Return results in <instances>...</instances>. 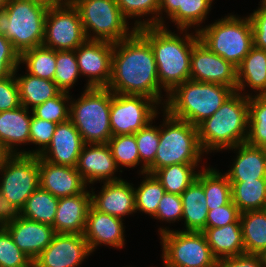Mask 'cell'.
<instances>
[{"instance_id": "1", "label": "cell", "mask_w": 266, "mask_h": 267, "mask_svg": "<svg viewBox=\"0 0 266 267\" xmlns=\"http://www.w3.org/2000/svg\"><path fill=\"white\" fill-rule=\"evenodd\" d=\"M107 88L115 94L143 95L164 107L153 50L137 30L114 43Z\"/></svg>"}, {"instance_id": "2", "label": "cell", "mask_w": 266, "mask_h": 267, "mask_svg": "<svg viewBox=\"0 0 266 267\" xmlns=\"http://www.w3.org/2000/svg\"><path fill=\"white\" fill-rule=\"evenodd\" d=\"M164 25L136 29L150 44L157 65L159 84L166 96L179 84L190 80L193 46L199 41L198 33H186L181 38Z\"/></svg>"}, {"instance_id": "3", "label": "cell", "mask_w": 266, "mask_h": 267, "mask_svg": "<svg viewBox=\"0 0 266 267\" xmlns=\"http://www.w3.org/2000/svg\"><path fill=\"white\" fill-rule=\"evenodd\" d=\"M249 95L235 91L211 117L197 126L199 142L206 154L246 142Z\"/></svg>"}, {"instance_id": "4", "label": "cell", "mask_w": 266, "mask_h": 267, "mask_svg": "<svg viewBox=\"0 0 266 267\" xmlns=\"http://www.w3.org/2000/svg\"><path fill=\"white\" fill-rule=\"evenodd\" d=\"M234 92L228 86L187 80L168 94L163 101V110L197 127L211 117Z\"/></svg>"}, {"instance_id": "5", "label": "cell", "mask_w": 266, "mask_h": 267, "mask_svg": "<svg viewBox=\"0 0 266 267\" xmlns=\"http://www.w3.org/2000/svg\"><path fill=\"white\" fill-rule=\"evenodd\" d=\"M48 8L29 0H8L0 9V35L21 55L42 46Z\"/></svg>"}, {"instance_id": "6", "label": "cell", "mask_w": 266, "mask_h": 267, "mask_svg": "<svg viewBox=\"0 0 266 267\" xmlns=\"http://www.w3.org/2000/svg\"><path fill=\"white\" fill-rule=\"evenodd\" d=\"M164 123L160 125V141L154 163L147 173L174 164H198L204 151L201 148L198 128L177 119L164 110Z\"/></svg>"}, {"instance_id": "7", "label": "cell", "mask_w": 266, "mask_h": 267, "mask_svg": "<svg viewBox=\"0 0 266 267\" xmlns=\"http://www.w3.org/2000/svg\"><path fill=\"white\" fill-rule=\"evenodd\" d=\"M70 100L69 120L81 134L85 144H107L112 137L110 127L111 90L107 87L85 88L75 101Z\"/></svg>"}, {"instance_id": "8", "label": "cell", "mask_w": 266, "mask_h": 267, "mask_svg": "<svg viewBox=\"0 0 266 267\" xmlns=\"http://www.w3.org/2000/svg\"><path fill=\"white\" fill-rule=\"evenodd\" d=\"M200 28L196 29L199 41L235 67L242 62L253 46V31L248 16L242 19L231 14Z\"/></svg>"}, {"instance_id": "9", "label": "cell", "mask_w": 266, "mask_h": 267, "mask_svg": "<svg viewBox=\"0 0 266 267\" xmlns=\"http://www.w3.org/2000/svg\"><path fill=\"white\" fill-rule=\"evenodd\" d=\"M0 196L9 215L18 214L40 186L39 156L8 155L0 164Z\"/></svg>"}, {"instance_id": "10", "label": "cell", "mask_w": 266, "mask_h": 267, "mask_svg": "<svg viewBox=\"0 0 266 267\" xmlns=\"http://www.w3.org/2000/svg\"><path fill=\"white\" fill-rule=\"evenodd\" d=\"M78 10L87 40L120 42L128 38L127 19L121 14L116 0H71ZM92 31L93 35L90 34ZM130 31V32H129Z\"/></svg>"}, {"instance_id": "11", "label": "cell", "mask_w": 266, "mask_h": 267, "mask_svg": "<svg viewBox=\"0 0 266 267\" xmlns=\"http://www.w3.org/2000/svg\"><path fill=\"white\" fill-rule=\"evenodd\" d=\"M168 229V230H167ZM164 267H217L203 232L159 228Z\"/></svg>"}, {"instance_id": "12", "label": "cell", "mask_w": 266, "mask_h": 267, "mask_svg": "<svg viewBox=\"0 0 266 267\" xmlns=\"http://www.w3.org/2000/svg\"><path fill=\"white\" fill-rule=\"evenodd\" d=\"M156 105L159 104L155 100L143 95H123L111 91L109 119L112 136L137 133L158 116Z\"/></svg>"}, {"instance_id": "13", "label": "cell", "mask_w": 266, "mask_h": 267, "mask_svg": "<svg viewBox=\"0 0 266 267\" xmlns=\"http://www.w3.org/2000/svg\"><path fill=\"white\" fill-rule=\"evenodd\" d=\"M86 40L79 12L71 2L48 9L43 46L56 51L75 50Z\"/></svg>"}, {"instance_id": "14", "label": "cell", "mask_w": 266, "mask_h": 267, "mask_svg": "<svg viewBox=\"0 0 266 267\" xmlns=\"http://www.w3.org/2000/svg\"><path fill=\"white\" fill-rule=\"evenodd\" d=\"M113 46L109 41L86 40L75 49L80 75L89 78L86 88L109 85Z\"/></svg>"}, {"instance_id": "15", "label": "cell", "mask_w": 266, "mask_h": 267, "mask_svg": "<svg viewBox=\"0 0 266 267\" xmlns=\"http://www.w3.org/2000/svg\"><path fill=\"white\" fill-rule=\"evenodd\" d=\"M190 80L220 84L236 91L237 69L231 62L224 60L198 41L191 53Z\"/></svg>"}, {"instance_id": "16", "label": "cell", "mask_w": 266, "mask_h": 267, "mask_svg": "<svg viewBox=\"0 0 266 267\" xmlns=\"http://www.w3.org/2000/svg\"><path fill=\"white\" fill-rule=\"evenodd\" d=\"M91 254L83 234L56 233L33 261V267H79Z\"/></svg>"}, {"instance_id": "17", "label": "cell", "mask_w": 266, "mask_h": 267, "mask_svg": "<svg viewBox=\"0 0 266 267\" xmlns=\"http://www.w3.org/2000/svg\"><path fill=\"white\" fill-rule=\"evenodd\" d=\"M3 226L17 247L32 261L51 243L56 234L52 226L26 219L18 214L10 215Z\"/></svg>"}, {"instance_id": "18", "label": "cell", "mask_w": 266, "mask_h": 267, "mask_svg": "<svg viewBox=\"0 0 266 267\" xmlns=\"http://www.w3.org/2000/svg\"><path fill=\"white\" fill-rule=\"evenodd\" d=\"M76 169L86 184L121 180L114 176L120 168H117L108 144H84Z\"/></svg>"}, {"instance_id": "19", "label": "cell", "mask_w": 266, "mask_h": 267, "mask_svg": "<svg viewBox=\"0 0 266 267\" xmlns=\"http://www.w3.org/2000/svg\"><path fill=\"white\" fill-rule=\"evenodd\" d=\"M123 219L102 213L92 205L87 214L83 236L88 243L91 253L98 245L104 244L114 248H122L125 245Z\"/></svg>"}, {"instance_id": "20", "label": "cell", "mask_w": 266, "mask_h": 267, "mask_svg": "<svg viewBox=\"0 0 266 267\" xmlns=\"http://www.w3.org/2000/svg\"><path fill=\"white\" fill-rule=\"evenodd\" d=\"M85 143L70 120L57 124L49 146L39 155L55 165L76 167Z\"/></svg>"}, {"instance_id": "21", "label": "cell", "mask_w": 266, "mask_h": 267, "mask_svg": "<svg viewBox=\"0 0 266 267\" xmlns=\"http://www.w3.org/2000/svg\"><path fill=\"white\" fill-rule=\"evenodd\" d=\"M40 187L55 197H67L83 193L87 184L76 167L55 165L39 156Z\"/></svg>"}, {"instance_id": "22", "label": "cell", "mask_w": 266, "mask_h": 267, "mask_svg": "<svg viewBox=\"0 0 266 267\" xmlns=\"http://www.w3.org/2000/svg\"><path fill=\"white\" fill-rule=\"evenodd\" d=\"M99 194L91 193V205L98 211L123 219L136 212L133 184L124 179L103 182Z\"/></svg>"}, {"instance_id": "23", "label": "cell", "mask_w": 266, "mask_h": 267, "mask_svg": "<svg viewBox=\"0 0 266 267\" xmlns=\"http://www.w3.org/2000/svg\"><path fill=\"white\" fill-rule=\"evenodd\" d=\"M90 206L91 193L87 189L80 194L60 197L52 226L55 233L83 234Z\"/></svg>"}, {"instance_id": "24", "label": "cell", "mask_w": 266, "mask_h": 267, "mask_svg": "<svg viewBox=\"0 0 266 267\" xmlns=\"http://www.w3.org/2000/svg\"><path fill=\"white\" fill-rule=\"evenodd\" d=\"M29 114V109L22 105L0 112V144L8 155L20 154L14 146L30 143L32 113Z\"/></svg>"}, {"instance_id": "25", "label": "cell", "mask_w": 266, "mask_h": 267, "mask_svg": "<svg viewBox=\"0 0 266 267\" xmlns=\"http://www.w3.org/2000/svg\"><path fill=\"white\" fill-rule=\"evenodd\" d=\"M228 149L238 150L231 169L225 173L230 182L266 179V149L246 142Z\"/></svg>"}, {"instance_id": "26", "label": "cell", "mask_w": 266, "mask_h": 267, "mask_svg": "<svg viewBox=\"0 0 266 267\" xmlns=\"http://www.w3.org/2000/svg\"><path fill=\"white\" fill-rule=\"evenodd\" d=\"M202 232L210 246L212 255L217 260L245 254L240 223L205 228Z\"/></svg>"}, {"instance_id": "27", "label": "cell", "mask_w": 266, "mask_h": 267, "mask_svg": "<svg viewBox=\"0 0 266 267\" xmlns=\"http://www.w3.org/2000/svg\"><path fill=\"white\" fill-rule=\"evenodd\" d=\"M237 69V88L236 91L241 93L245 87H250L256 95L266 94V51L252 46L249 53L244 57L242 62L236 67ZM249 85V86H248ZM257 91L259 93H257Z\"/></svg>"}, {"instance_id": "28", "label": "cell", "mask_w": 266, "mask_h": 267, "mask_svg": "<svg viewBox=\"0 0 266 267\" xmlns=\"http://www.w3.org/2000/svg\"><path fill=\"white\" fill-rule=\"evenodd\" d=\"M183 231L202 232L206 227L208 207L202 183L196 179L182 194Z\"/></svg>"}, {"instance_id": "29", "label": "cell", "mask_w": 266, "mask_h": 267, "mask_svg": "<svg viewBox=\"0 0 266 267\" xmlns=\"http://www.w3.org/2000/svg\"><path fill=\"white\" fill-rule=\"evenodd\" d=\"M245 254L260 255L266 250V209L240 213Z\"/></svg>"}, {"instance_id": "30", "label": "cell", "mask_w": 266, "mask_h": 267, "mask_svg": "<svg viewBox=\"0 0 266 267\" xmlns=\"http://www.w3.org/2000/svg\"><path fill=\"white\" fill-rule=\"evenodd\" d=\"M16 82L20 103L27 109H29V105L33 109L35 106L43 104L61 92L54 81L39 78L29 73L20 77L17 76Z\"/></svg>"}, {"instance_id": "31", "label": "cell", "mask_w": 266, "mask_h": 267, "mask_svg": "<svg viewBox=\"0 0 266 267\" xmlns=\"http://www.w3.org/2000/svg\"><path fill=\"white\" fill-rule=\"evenodd\" d=\"M230 183L232 202L240 213L266 209V179Z\"/></svg>"}, {"instance_id": "32", "label": "cell", "mask_w": 266, "mask_h": 267, "mask_svg": "<svg viewBox=\"0 0 266 267\" xmlns=\"http://www.w3.org/2000/svg\"><path fill=\"white\" fill-rule=\"evenodd\" d=\"M197 179L202 183L208 210L228 204L232 200L231 183L225 173L202 167Z\"/></svg>"}, {"instance_id": "33", "label": "cell", "mask_w": 266, "mask_h": 267, "mask_svg": "<svg viewBox=\"0 0 266 267\" xmlns=\"http://www.w3.org/2000/svg\"><path fill=\"white\" fill-rule=\"evenodd\" d=\"M59 198L40 186L26 200L18 215L53 226Z\"/></svg>"}, {"instance_id": "34", "label": "cell", "mask_w": 266, "mask_h": 267, "mask_svg": "<svg viewBox=\"0 0 266 267\" xmlns=\"http://www.w3.org/2000/svg\"><path fill=\"white\" fill-rule=\"evenodd\" d=\"M199 164H174L158 169L154 175L167 193L181 195L196 179Z\"/></svg>"}, {"instance_id": "35", "label": "cell", "mask_w": 266, "mask_h": 267, "mask_svg": "<svg viewBox=\"0 0 266 267\" xmlns=\"http://www.w3.org/2000/svg\"><path fill=\"white\" fill-rule=\"evenodd\" d=\"M246 143L266 149V94L249 95Z\"/></svg>"}, {"instance_id": "36", "label": "cell", "mask_w": 266, "mask_h": 267, "mask_svg": "<svg viewBox=\"0 0 266 267\" xmlns=\"http://www.w3.org/2000/svg\"><path fill=\"white\" fill-rule=\"evenodd\" d=\"M26 64L29 74L53 81L56 69V50L45 46L34 47L20 55V64Z\"/></svg>"}, {"instance_id": "37", "label": "cell", "mask_w": 266, "mask_h": 267, "mask_svg": "<svg viewBox=\"0 0 266 267\" xmlns=\"http://www.w3.org/2000/svg\"><path fill=\"white\" fill-rule=\"evenodd\" d=\"M144 180L138 186L134 187L135 209L155 217L158 205L163 195L166 193L160 181L154 174L144 173Z\"/></svg>"}, {"instance_id": "38", "label": "cell", "mask_w": 266, "mask_h": 267, "mask_svg": "<svg viewBox=\"0 0 266 267\" xmlns=\"http://www.w3.org/2000/svg\"><path fill=\"white\" fill-rule=\"evenodd\" d=\"M121 14L127 18L142 17L143 15L154 14L151 19L135 21L134 28L159 25L160 0H116Z\"/></svg>"}, {"instance_id": "39", "label": "cell", "mask_w": 266, "mask_h": 267, "mask_svg": "<svg viewBox=\"0 0 266 267\" xmlns=\"http://www.w3.org/2000/svg\"><path fill=\"white\" fill-rule=\"evenodd\" d=\"M80 75L75 50L56 51V69L53 81L57 87L68 92Z\"/></svg>"}, {"instance_id": "40", "label": "cell", "mask_w": 266, "mask_h": 267, "mask_svg": "<svg viewBox=\"0 0 266 267\" xmlns=\"http://www.w3.org/2000/svg\"><path fill=\"white\" fill-rule=\"evenodd\" d=\"M117 167L133 168L140 163L135 134L112 136L107 143Z\"/></svg>"}, {"instance_id": "41", "label": "cell", "mask_w": 266, "mask_h": 267, "mask_svg": "<svg viewBox=\"0 0 266 267\" xmlns=\"http://www.w3.org/2000/svg\"><path fill=\"white\" fill-rule=\"evenodd\" d=\"M152 123L151 121V123L135 133L140 163L143 162L140 172L142 175L154 163L160 141V127L153 126Z\"/></svg>"}, {"instance_id": "42", "label": "cell", "mask_w": 266, "mask_h": 267, "mask_svg": "<svg viewBox=\"0 0 266 267\" xmlns=\"http://www.w3.org/2000/svg\"><path fill=\"white\" fill-rule=\"evenodd\" d=\"M70 93L61 91L57 96L45 101L43 104L35 106L32 111L34 117L52 121L54 123H63L69 120ZM68 102V103H67ZM67 103V104H66Z\"/></svg>"}, {"instance_id": "43", "label": "cell", "mask_w": 266, "mask_h": 267, "mask_svg": "<svg viewBox=\"0 0 266 267\" xmlns=\"http://www.w3.org/2000/svg\"><path fill=\"white\" fill-rule=\"evenodd\" d=\"M0 267H33V261L17 247L4 226H0Z\"/></svg>"}, {"instance_id": "44", "label": "cell", "mask_w": 266, "mask_h": 267, "mask_svg": "<svg viewBox=\"0 0 266 267\" xmlns=\"http://www.w3.org/2000/svg\"><path fill=\"white\" fill-rule=\"evenodd\" d=\"M56 126L57 123L43 120L32 115L30 124V143L39 145V148L32 152L30 150H22L20 151V154L39 156L49 146Z\"/></svg>"}, {"instance_id": "45", "label": "cell", "mask_w": 266, "mask_h": 267, "mask_svg": "<svg viewBox=\"0 0 266 267\" xmlns=\"http://www.w3.org/2000/svg\"><path fill=\"white\" fill-rule=\"evenodd\" d=\"M154 219L176 222L182 219L181 195L165 193L159 202Z\"/></svg>"}, {"instance_id": "46", "label": "cell", "mask_w": 266, "mask_h": 267, "mask_svg": "<svg viewBox=\"0 0 266 267\" xmlns=\"http://www.w3.org/2000/svg\"><path fill=\"white\" fill-rule=\"evenodd\" d=\"M18 69L19 66L14 74L0 79V112L16 109L21 106L18 84L16 82V72H18Z\"/></svg>"}, {"instance_id": "47", "label": "cell", "mask_w": 266, "mask_h": 267, "mask_svg": "<svg viewBox=\"0 0 266 267\" xmlns=\"http://www.w3.org/2000/svg\"><path fill=\"white\" fill-rule=\"evenodd\" d=\"M230 223H240V212L232 200L226 205L208 210L205 228L223 227Z\"/></svg>"}, {"instance_id": "48", "label": "cell", "mask_w": 266, "mask_h": 267, "mask_svg": "<svg viewBox=\"0 0 266 267\" xmlns=\"http://www.w3.org/2000/svg\"><path fill=\"white\" fill-rule=\"evenodd\" d=\"M18 66L20 54L4 35H0V79L14 74Z\"/></svg>"}, {"instance_id": "49", "label": "cell", "mask_w": 266, "mask_h": 267, "mask_svg": "<svg viewBox=\"0 0 266 267\" xmlns=\"http://www.w3.org/2000/svg\"><path fill=\"white\" fill-rule=\"evenodd\" d=\"M213 0H185V33L189 27L200 25L211 11Z\"/></svg>"}, {"instance_id": "50", "label": "cell", "mask_w": 266, "mask_h": 267, "mask_svg": "<svg viewBox=\"0 0 266 267\" xmlns=\"http://www.w3.org/2000/svg\"><path fill=\"white\" fill-rule=\"evenodd\" d=\"M177 25L178 31L181 33L185 31V0H160L159 5V25L164 26L163 13Z\"/></svg>"}, {"instance_id": "51", "label": "cell", "mask_w": 266, "mask_h": 267, "mask_svg": "<svg viewBox=\"0 0 266 267\" xmlns=\"http://www.w3.org/2000/svg\"><path fill=\"white\" fill-rule=\"evenodd\" d=\"M248 17L253 31V45L266 51V9L258 7Z\"/></svg>"}, {"instance_id": "52", "label": "cell", "mask_w": 266, "mask_h": 267, "mask_svg": "<svg viewBox=\"0 0 266 267\" xmlns=\"http://www.w3.org/2000/svg\"><path fill=\"white\" fill-rule=\"evenodd\" d=\"M217 267H264L260 255L242 254L217 261Z\"/></svg>"}, {"instance_id": "53", "label": "cell", "mask_w": 266, "mask_h": 267, "mask_svg": "<svg viewBox=\"0 0 266 267\" xmlns=\"http://www.w3.org/2000/svg\"><path fill=\"white\" fill-rule=\"evenodd\" d=\"M29 1L35 2L37 4H41L48 9L53 8V7H57V6L66 2V0H29Z\"/></svg>"}, {"instance_id": "54", "label": "cell", "mask_w": 266, "mask_h": 267, "mask_svg": "<svg viewBox=\"0 0 266 267\" xmlns=\"http://www.w3.org/2000/svg\"><path fill=\"white\" fill-rule=\"evenodd\" d=\"M10 215L6 212L3 204H2V199L0 196V226H3V224L5 223V221L7 220V218Z\"/></svg>"}, {"instance_id": "55", "label": "cell", "mask_w": 266, "mask_h": 267, "mask_svg": "<svg viewBox=\"0 0 266 267\" xmlns=\"http://www.w3.org/2000/svg\"><path fill=\"white\" fill-rule=\"evenodd\" d=\"M8 156V153L3 149L2 145L0 144V164L3 160Z\"/></svg>"}, {"instance_id": "56", "label": "cell", "mask_w": 266, "mask_h": 267, "mask_svg": "<svg viewBox=\"0 0 266 267\" xmlns=\"http://www.w3.org/2000/svg\"><path fill=\"white\" fill-rule=\"evenodd\" d=\"M260 256L262 258L263 266L266 267V250L260 254Z\"/></svg>"}, {"instance_id": "57", "label": "cell", "mask_w": 266, "mask_h": 267, "mask_svg": "<svg viewBox=\"0 0 266 267\" xmlns=\"http://www.w3.org/2000/svg\"><path fill=\"white\" fill-rule=\"evenodd\" d=\"M8 0H0V9H3L7 4Z\"/></svg>"}, {"instance_id": "58", "label": "cell", "mask_w": 266, "mask_h": 267, "mask_svg": "<svg viewBox=\"0 0 266 267\" xmlns=\"http://www.w3.org/2000/svg\"><path fill=\"white\" fill-rule=\"evenodd\" d=\"M261 2V6H260V8H262V9H266V0H262V1H260Z\"/></svg>"}]
</instances>
